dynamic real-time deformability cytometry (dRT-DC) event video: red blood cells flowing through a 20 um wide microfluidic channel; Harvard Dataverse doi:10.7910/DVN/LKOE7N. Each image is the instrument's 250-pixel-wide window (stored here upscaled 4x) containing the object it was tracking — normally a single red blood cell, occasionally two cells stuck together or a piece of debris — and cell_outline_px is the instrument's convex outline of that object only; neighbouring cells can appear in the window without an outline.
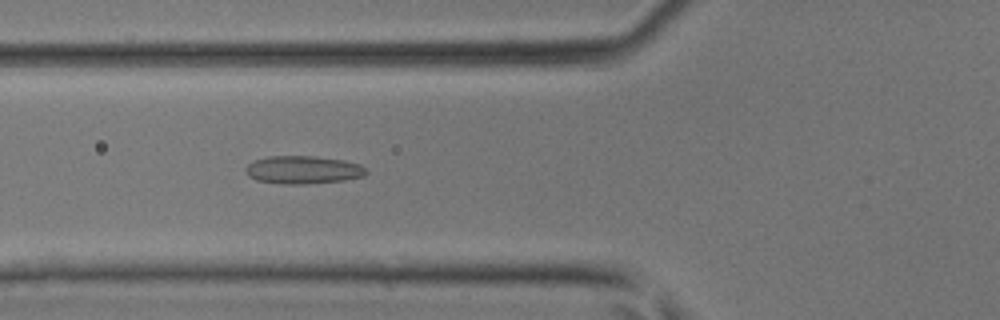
{"species": "common noctule bat (a hibernating species)", "species_latin": "Nyctalus noctula", "temperature_condition": "room temperature", "stored_images_in_passage": 13, "camera_frame_rate_fps": 3000, "um_per_image_px": 0.085, "animal": {"sex": "male", "body_mass_g": 17.9, "forearm_length_mm": 54.2}, "frame": {"image": 1, "passage_image": 5, "time_ms": 1.333, "image_size_px": [1000, 320], "cell_outline_px": [[368, 172], [364, 176], [344, 180], [304, 184], [284, 184], [256, 180], [248, 176], [244, 172], [244, 168], [248, 164], [256, 160], [268, 156], [312, 156], [344, 160], [360, 164]], "centroid_in_image_um": [25.74, 14.44], "position_along_channel_um": 100.1, "area_um2": 19.65}}
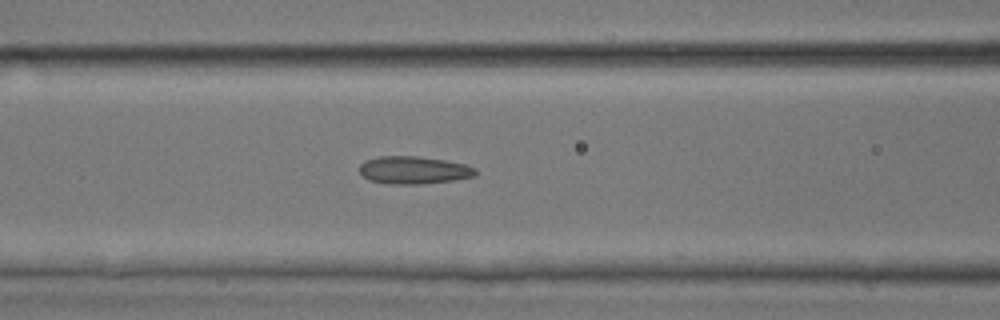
{"frame": {"image": 2, "passage_image": 7, "time_ms": 2.0, "image_size_px": [1000, 320], "cell_outline_px": [[476, 176], [452, 180], [420, 184], [388, 184], [368, 180], [360, 172], [360, 164], [364, 160], [380, 156], [416, 156], [444, 160], [464, 164], [476, 168]], "centroid_in_image_um": [35.14, 14.46], "position_along_channel_um": 131.5, "area_um2": 18.67}}